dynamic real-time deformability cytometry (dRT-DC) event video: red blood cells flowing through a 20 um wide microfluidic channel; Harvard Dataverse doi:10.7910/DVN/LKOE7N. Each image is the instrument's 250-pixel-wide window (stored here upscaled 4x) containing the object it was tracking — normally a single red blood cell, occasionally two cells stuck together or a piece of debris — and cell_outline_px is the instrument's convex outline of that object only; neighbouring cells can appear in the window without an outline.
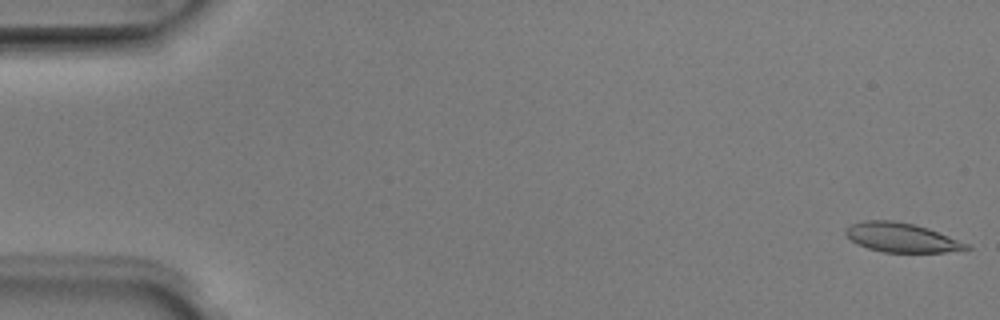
{"species": "Egyptian fruit bat (a non-hibernating species)", "species_latin": "Rousettus aegyptiacus", "temperature_condition": "room temperature", "stored_images_in_passage": 4, "camera_frame_rate_fps": 3000, "um_per_image_px": 0.085, "animal": {"sex": "male"}, "frame": {"image": 1, "passage_image": 1, "time_ms": 0.0, "image_size_px": [1000, 320], "cell_outline_px": [[972, 248], [944, 252], [884, 252], [868, 248], [856, 244], [844, 232], [844, 228], [852, 224], [864, 220], [892, 220], [912, 224], [928, 228], [968, 244]], "centroid_in_image_um": [76.58, 20.18], "position_along_channel_um": 8.4, "area_um2": 20.35}}